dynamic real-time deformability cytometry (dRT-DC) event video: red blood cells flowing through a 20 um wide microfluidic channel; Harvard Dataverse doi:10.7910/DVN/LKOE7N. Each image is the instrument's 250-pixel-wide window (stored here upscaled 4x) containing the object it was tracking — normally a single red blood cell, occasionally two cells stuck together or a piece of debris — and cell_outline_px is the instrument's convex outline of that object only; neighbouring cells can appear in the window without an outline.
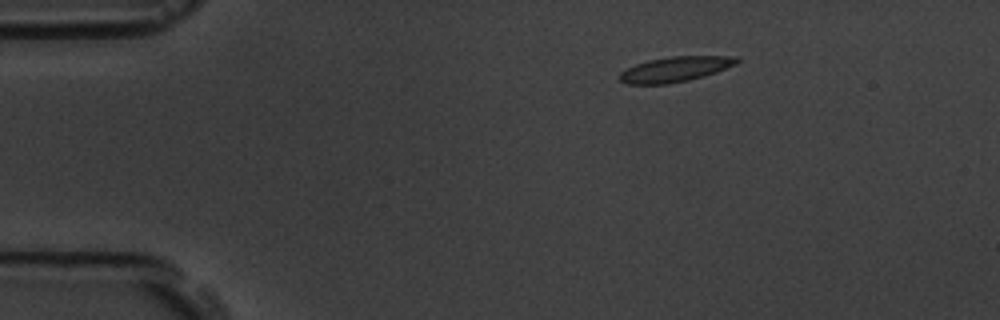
{"species": "common noctule bat (a hibernating species)", "species_latin": "Nyctalus noctula", "temperature_condition": "room temperature", "stored_images_in_passage": 5, "camera_frame_rate_fps": 3000, "um_per_image_px": 0.085, "animal": {"sex": "male", "body_mass_g": 19.5, "forearm_length_mm": 54.6}, "frame": {"image": 1, "passage_image": 3, "time_ms": 2.333, "image_size_px": [1000, 320], "cell_outline_px": [[740, 60], [736, 64], [716, 72], [704, 76], [688, 80], [668, 84], [628, 84], [620, 80], [620, 72], [636, 64], [648, 60], [672, 56], [732, 56]], "centroid_in_image_um": [57.39, 5.88], "position_along_channel_um": 27.6, "area_um2": 16.99}}